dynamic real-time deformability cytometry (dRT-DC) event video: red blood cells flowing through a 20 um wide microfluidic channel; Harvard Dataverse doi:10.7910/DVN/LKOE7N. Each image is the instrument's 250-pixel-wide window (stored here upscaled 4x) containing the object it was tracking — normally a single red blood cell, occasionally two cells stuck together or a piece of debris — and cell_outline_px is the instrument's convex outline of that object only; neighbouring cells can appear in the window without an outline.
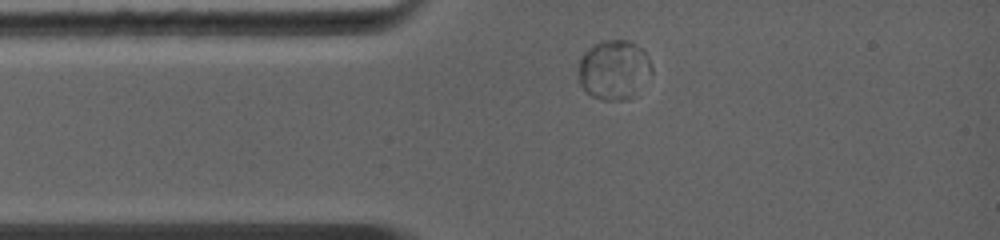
{"species": "common noctule bat (a hibernating species)", "species_latin": "Nyctalus noctula", "temperature_condition": "warm", "stored_images_in_passage": 4, "camera_frame_rate_fps": 5000, "um_per_image_px": 0.085, "animal": {"sex": "female", "body_mass_g": 19.0, "forearm_length_mm": 56.7}, "frame": {"image": 1, "passage_image": 1, "time_ms": 0.0, "image_size_px": [1000, 240], "cell_outline_px": [[652, 72], [624, 100], [604, 100], [592, 96], [580, 84], [580, 56], [584, 52], [596, 44], [604, 40], [628, 40], [636, 44], [648, 56], [652, 64]], "centroid_in_image_um": [52.17, 5.89], "position_along_channel_um": 32.8, "area_um2": 24.57}}
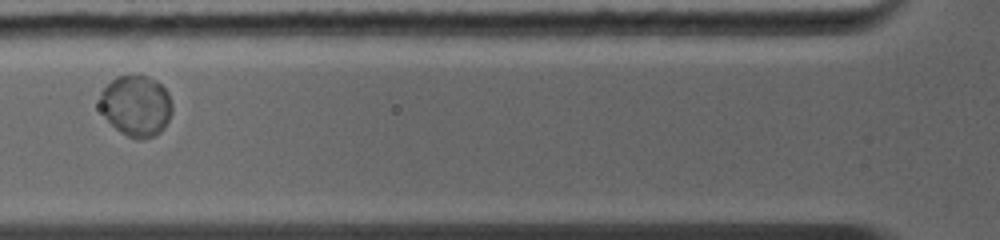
{"frame": {"image": 2, "passage_image": 3, "time_ms": 2.2, "image_size_px": [1000, 240], "cell_outline_px": [[172, 112], [164, 128], [160, 132], [152, 136], [136, 140], [120, 132], [104, 116], [100, 108], [100, 92], [116, 76], [148, 76], [156, 80], [168, 92], [172, 104]], "centroid_in_image_um": [11.58, 8.99], "position_along_channel_um": 114.2, "area_um2": 25.61}}
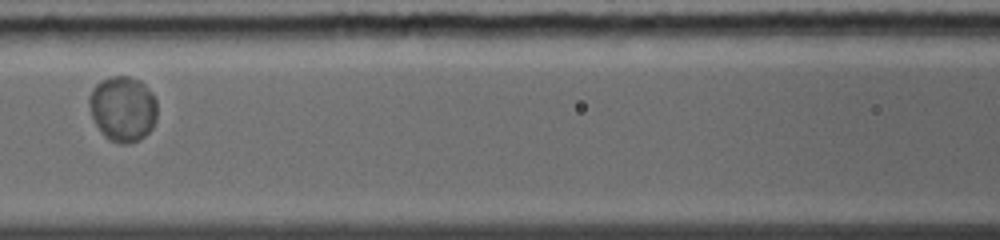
{"frame": {"image": 3, "passage_image": 4, "time_ms": 3.2, "image_size_px": [1000, 240], "cell_outline_px": [[156, 120], [152, 128], [140, 140], [128, 144], [120, 144], [108, 140], [104, 136], [96, 124], [92, 116], [88, 104], [88, 96], [92, 88], [100, 80], [112, 76], [128, 76], [140, 80], [152, 92], [156, 100]], "centroid_in_image_um": [10.43, 9.24], "position_along_channel_um": 156.2, "area_um2": 26.24}}